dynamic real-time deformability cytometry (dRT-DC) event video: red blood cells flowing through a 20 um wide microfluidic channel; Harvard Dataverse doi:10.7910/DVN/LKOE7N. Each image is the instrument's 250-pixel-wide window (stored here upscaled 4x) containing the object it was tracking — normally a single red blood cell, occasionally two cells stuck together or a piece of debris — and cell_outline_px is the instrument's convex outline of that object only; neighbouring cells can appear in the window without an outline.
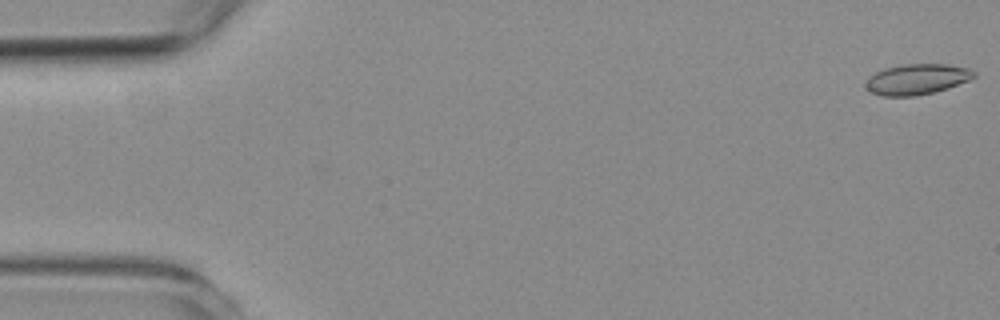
{"species": "common noctule bat (a hibernating species)", "species_latin": "Nyctalus noctula", "temperature_condition": "room temperature", "stored_images_in_passage": 7, "camera_frame_rate_fps": 3000, "um_per_image_px": 0.085, "animal": {"sex": "female", "body_mass_g": 19.3, "forearm_length_mm": 54.1}, "frame": {"image": 1, "passage_image": 1, "time_ms": 0.0, "image_size_px": [1000, 320], "cell_outline_px": [[976, 76], [968, 80], [948, 88], [916, 96], [884, 96], [872, 92], [864, 84], [868, 76], [884, 68], [900, 64], [948, 64], [968, 68], [976, 72]], "centroid_in_image_um": [77.93, 6.72], "position_along_channel_um": 7.1, "area_um2": 19.31}}